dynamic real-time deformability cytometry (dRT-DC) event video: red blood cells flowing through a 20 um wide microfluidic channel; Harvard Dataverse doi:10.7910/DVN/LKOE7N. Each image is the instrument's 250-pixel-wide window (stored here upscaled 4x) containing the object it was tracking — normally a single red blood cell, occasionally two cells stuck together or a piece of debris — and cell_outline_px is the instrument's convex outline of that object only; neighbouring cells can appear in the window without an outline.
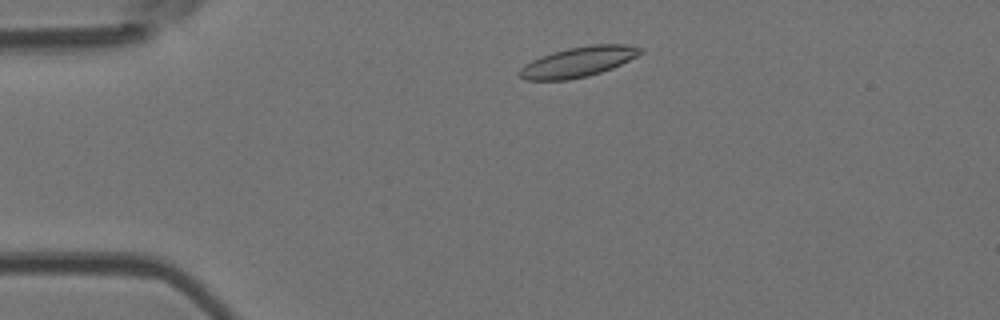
{"species": "Egyptian fruit bat (a non-hibernating species)", "species_latin": "Rousettus aegyptiacus", "temperature_condition": "room temperature", "stored_images_in_passage": 46, "camera_frame_rate_fps": 3000, "um_per_image_px": 0.085, "animal": {"sex": "female"}, "frame": {"image": 1, "passage_image": 5, "time_ms": 1.333, "image_size_px": [1000, 320], "cell_outline_px": [[644, 52], [612, 68], [588, 76], [568, 80], [524, 80], [516, 72], [524, 64], [540, 56], [552, 52], [568, 48], [588, 44], [628, 44], [644, 48]], "centroid_in_image_um": [49.13, 5.25], "position_along_channel_um": 35.9, "area_um2": 21.44}}
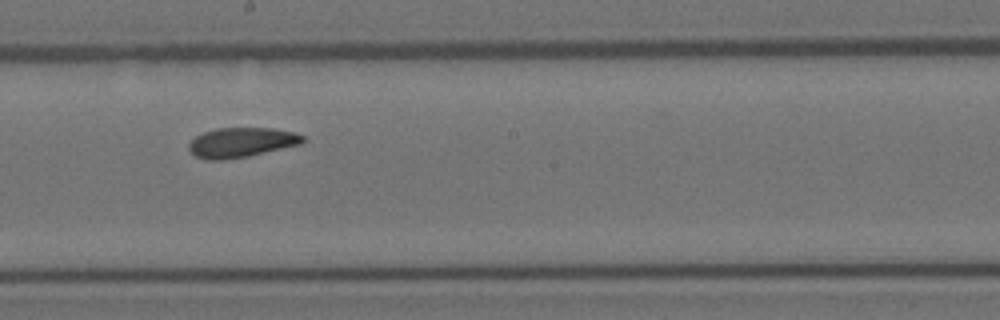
{"frame": {"image": 2, "passage_image": 23, "time_ms": 7.333, "image_size_px": [1000, 320], "cell_outline_px": [[304, 140], [300, 144], [248, 156], [224, 160], [208, 160], [196, 156], [188, 148], [188, 144], [196, 136], [204, 132], [216, 128], [272, 128], [296, 132], [304, 136]], "centroid_in_image_um": [20.51, 12.1], "position_along_channel_um": 227.7, "area_um2": 19.65}}
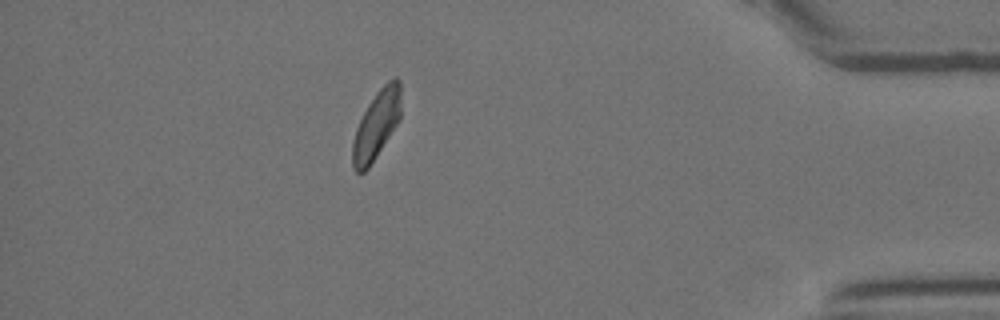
{"frame": {"image": 3, "passage_image": 40, "time_ms": 13.0, "image_size_px": [1000, 320], "cell_outline_px": [[400, 120], [368, 168], [364, 172], [356, 172], [352, 168], [352, 144], [356, 128], [368, 104], [376, 92], [392, 76], [396, 76], [400, 80]], "centroid_in_image_um": [32.0, 10.59], "position_along_channel_um": 403.2, "area_um2": 19.25}, "authors_computed_cell_mechanics": {"area_um2": 20.1144, "velocity_mm_per_s": 3.8632, "shape_relaxation_time_tau1_ms": 9.4129, "shape_relaxation_time_tau2_ms": 3.8053, "deformation_change_tau1": 0.1692, "deformation_change_tau2": 0.0928}}